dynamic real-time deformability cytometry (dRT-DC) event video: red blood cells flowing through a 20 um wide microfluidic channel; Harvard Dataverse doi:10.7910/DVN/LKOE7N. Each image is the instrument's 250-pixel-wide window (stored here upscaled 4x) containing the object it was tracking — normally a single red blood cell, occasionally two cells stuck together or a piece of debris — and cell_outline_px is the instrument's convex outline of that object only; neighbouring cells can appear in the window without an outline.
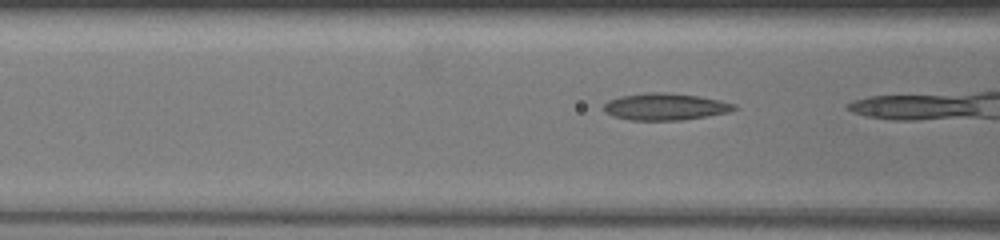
{"species": "common noctule bat (a hibernating species)", "species_latin": "Nyctalus noctula", "temperature_condition": "warm", "stored_images_in_passage": 5, "camera_frame_rate_fps": 3000, "um_per_image_px": 0.085, "animal": {"sex": "female", "body_mass_g": 19.5, "forearm_length_mm": 54.1}, "frame": {"image": 1, "passage_image": 4, "time_ms": 1.0, "image_size_px": [1000, 240], "cell_outline_px": [[740, 108], [728, 112], [708, 116], [684, 120], [628, 120], [612, 116], [604, 112], [604, 104], [608, 100], [620, 96], [644, 92], [672, 92], [720, 100], [736, 104]], "centroid_in_image_um": [56.54, 9.06], "position_along_channel_um": 110.1, "area_um2": 20.75}}